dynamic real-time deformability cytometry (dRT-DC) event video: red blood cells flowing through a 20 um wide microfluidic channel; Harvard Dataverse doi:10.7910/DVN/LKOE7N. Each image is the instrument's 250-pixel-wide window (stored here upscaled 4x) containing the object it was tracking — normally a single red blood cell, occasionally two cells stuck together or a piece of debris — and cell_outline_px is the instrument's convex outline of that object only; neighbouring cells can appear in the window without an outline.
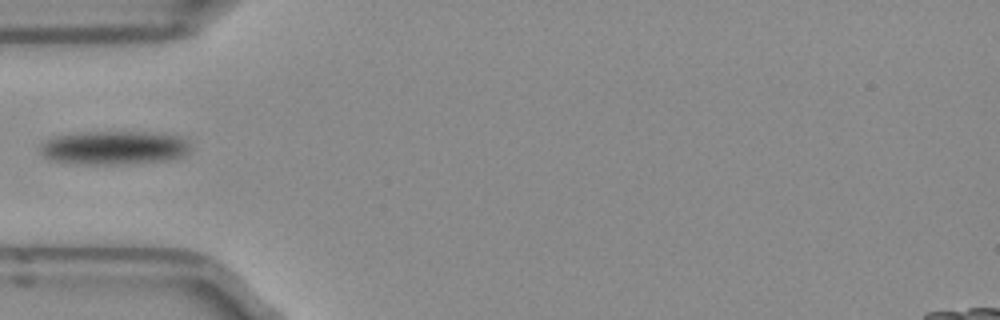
{"species": "Egyptian fruit bat (a non-hibernating species)", "species_latin": "Rousettus aegyptiacus", "temperature_condition": "room temperature", "stored_images_in_passage": 5, "camera_frame_rate_fps": 3000, "um_per_image_px": 0.085, "frame": {"image": 1, "passage_image": 4, "time_ms": 1.0, "image_size_px": [1000, 320], "cell_outline_px": [[188, 152], [180, 156], [164, 160], [120, 164], [84, 164], [52, 160], [44, 156], [40, 152], [40, 144], [56, 136], [84, 132], [144, 132], [176, 136], [184, 140], [188, 144]], "centroid_in_image_um": [9.63, 12.56], "position_along_channel_um": 75.4, "area_um2": 28.78}}
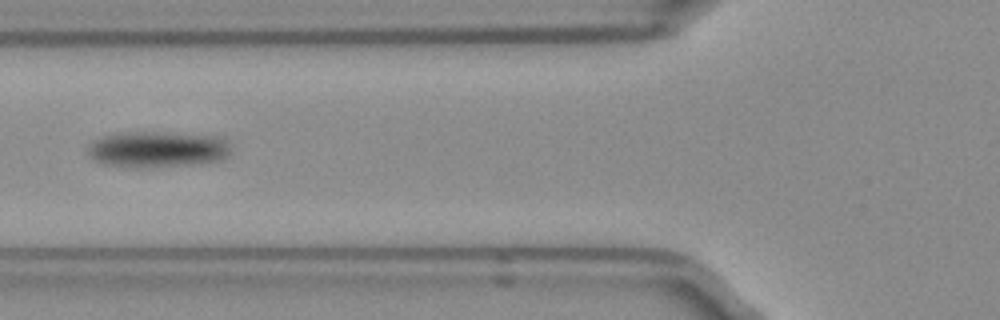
{"frame": {"image": 2, "passage_image": 5, "time_ms": 1.333, "image_size_px": [1000, 320], "cell_outline_px": [[232, 152], [224, 160], [136, 168], [104, 164], [92, 160], [88, 152], [88, 148], [96, 140], [104, 136], [128, 132], [160, 132], [224, 136], [228, 140]], "centroid_in_image_um": [13.45, 12.68], "position_along_channel_um": 112.3, "area_um2": 30.0}}